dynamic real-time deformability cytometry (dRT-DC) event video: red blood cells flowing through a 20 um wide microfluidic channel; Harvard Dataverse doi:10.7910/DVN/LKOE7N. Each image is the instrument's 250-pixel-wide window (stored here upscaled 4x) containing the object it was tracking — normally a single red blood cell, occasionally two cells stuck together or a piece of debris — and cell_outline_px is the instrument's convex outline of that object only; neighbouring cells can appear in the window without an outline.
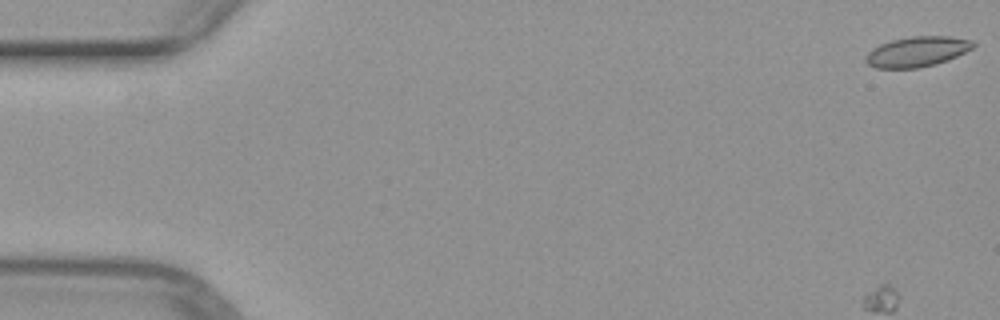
{"species": "common noctule bat (a hibernating species)", "species_latin": "Nyctalus noctula", "temperature_condition": "warm", "stored_images_in_passage": 21, "camera_frame_rate_fps": 3000, "um_per_image_px": 0.085, "animal": {"sex": "female", "body_mass_g": 29.2, "forearm_length_mm": 56.3}, "frame": {"image": 1, "passage_image": 1, "time_ms": 0.0, "image_size_px": [1000, 320], "cell_outline_px": [[976, 44], [972, 48], [956, 56], [936, 64], [920, 68], [876, 68], [868, 64], [864, 60], [864, 56], [872, 48], [880, 44], [892, 40], [912, 36], [948, 36], [972, 40]], "centroid_in_image_um": [77.92, 4.39], "position_along_channel_um": 7.1, "area_um2": 18.9}}